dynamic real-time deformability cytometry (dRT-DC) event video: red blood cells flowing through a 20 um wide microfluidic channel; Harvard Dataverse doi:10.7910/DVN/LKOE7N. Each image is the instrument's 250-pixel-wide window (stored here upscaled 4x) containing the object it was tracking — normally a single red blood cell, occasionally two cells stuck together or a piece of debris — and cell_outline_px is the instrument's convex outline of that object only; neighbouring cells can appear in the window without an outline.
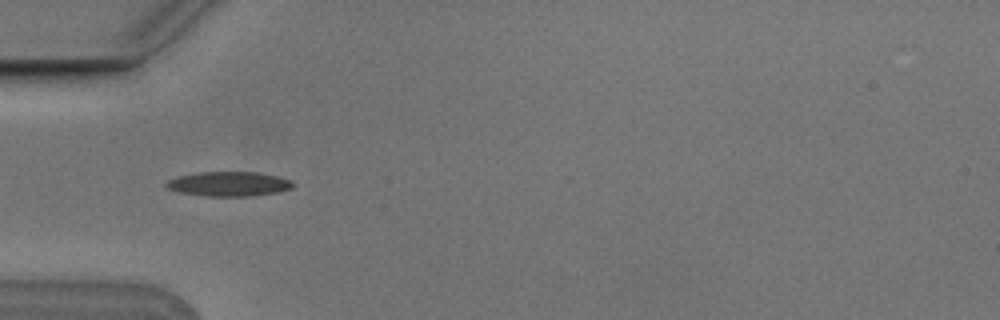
{"species": "Egyptian fruit bat (a non-hibernating species)", "species_latin": "Rousettus aegyptiacus", "temperature_condition": "cold", "stored_images_in_passage": 9, "camera_frame_rate_fps": 3000, "um_per_image_px": 0.085, "animal": {"sex": "male"}, "frame": {"image": 1, "passage_image": 4, "time_ms": 1.0, "image_size_px": [1000, 320], "cell_outline_px": [[296, 184], [292, 188], [280, 192], [252, 196], [204, 196], [180, 192], [168, 188], [164, 184], [168, 180], [176, 176], [200, 172], [256, 172], [276, 176], [292, 180]], "centroid_in_image_um": [19.48, 15.63], "position_along_channel_um": 65.5, "area_um2": 18.26}}
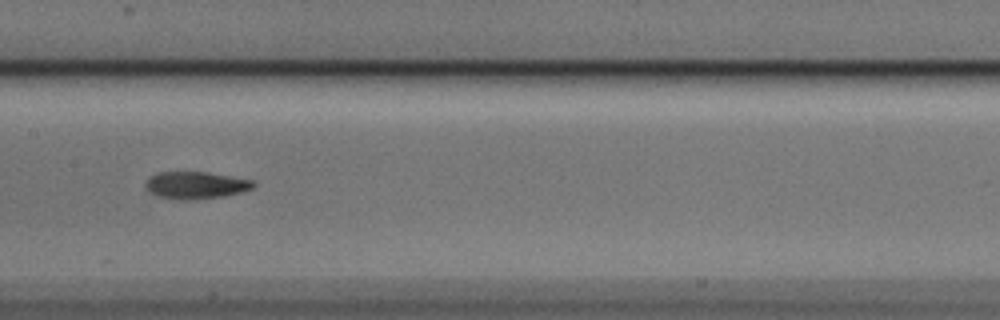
{"frame": {"image": 2, "passage_image": 7, "time_ms": 2.0, "image_size_px": [1000, 320], "cell_outline_px": [[256, 184], [252, 188], [240, 192], [224, 196], [184, 200], [180, 200], [160, 196], [144, 188], [144, 184], [148, 176], [156, 172], [208, 172], [252, 180]], "centroid_in_image_um": [16.6, 15.72], "position_along_channel_um": 190.8, "area_um2": 16.99}}
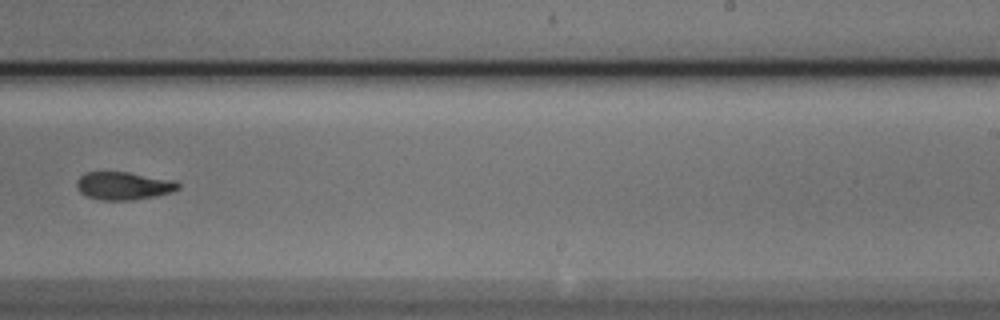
{"frame": {"image": 3, "passage_image": 9, "time_ms": 2.667, "image_size_px": [1000, 320], "cell_outline_px": [[180, 188], [172, 192], [132, 200], [100, 200], [84, 196], [76, 188], [76, 180], [84, 172], [128, 172], [176, 180], [180, 184]], "centroid_in_image_um": [10.48, 15.79], "position_along_channel_um": 278.5, "area_um2": 16.7}}